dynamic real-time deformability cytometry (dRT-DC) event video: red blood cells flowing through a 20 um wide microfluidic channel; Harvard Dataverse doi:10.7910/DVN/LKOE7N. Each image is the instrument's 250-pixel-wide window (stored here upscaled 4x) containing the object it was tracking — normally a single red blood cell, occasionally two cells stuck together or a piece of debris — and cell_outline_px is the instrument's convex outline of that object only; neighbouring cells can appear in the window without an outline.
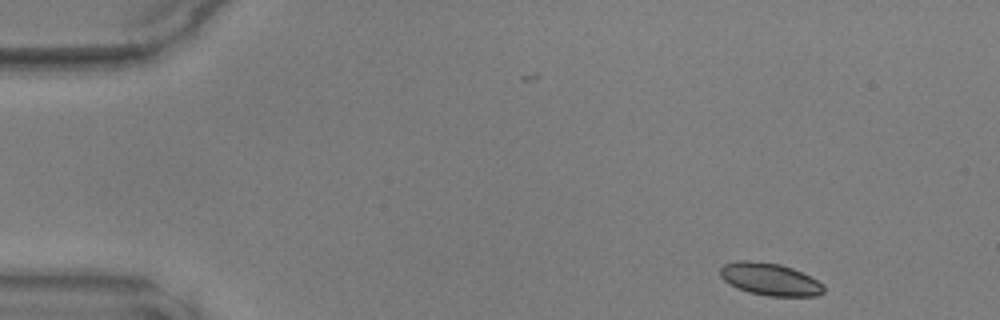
{"species": "common noctule bat (a hibernating species)", "species_latin": "Nyctalus noctula", "temperature_condition": "warm", "stored_images_in_passage": 44, "camera_frame_rate_fps": 3000, "um_per_image_px": 0.085, "animal": {"sex": "male", "body_mass_g": 17.9, "forearm_length_mm": 54.2}, "frame": {"image": 1, "passage_image": 1, "time_ms": 0.0, "image_size_px": [1000, 320], "cell_outline_px": [[824, 292], [816, 296], [768, 296], [748, 292], [736, 288], [724, 280], [720, 276], [720, 268], [724, 264], [740, 260], [748, 260], [780, 264], [792, 268], [824, 284]], "centroid_in_image_um": [65.42, 23.74], "position_along_channel_um": 19.6, "area_um2": 19.48}}
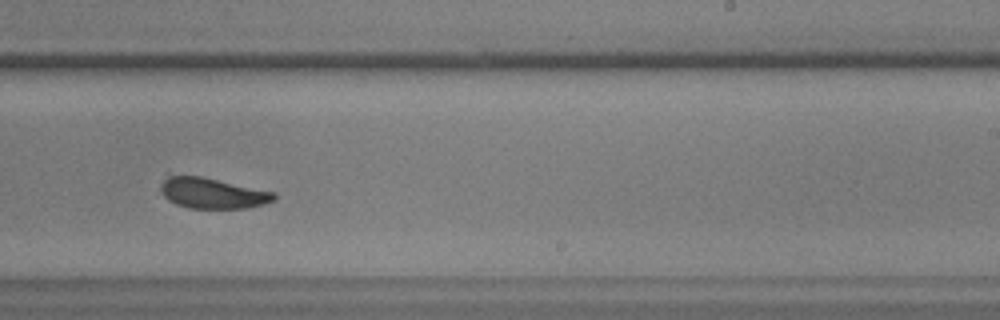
{"frame": {"image": 2, "passage_image": 26, "time_ms": 8.333, "image_size_px": [1000, 320], "cell_outline_px": [[276, 200], [264, 204], [248, 208], [188, 208], [176, 204], [168, 200], [164, 196], [160, 188], [160, 184], [168, 176], [200, 176], [276, 192]], "centroid_in_image_um": [18.09, 16.43], "position_along_channel_um": 270.9, "area_um2": 20.17}}
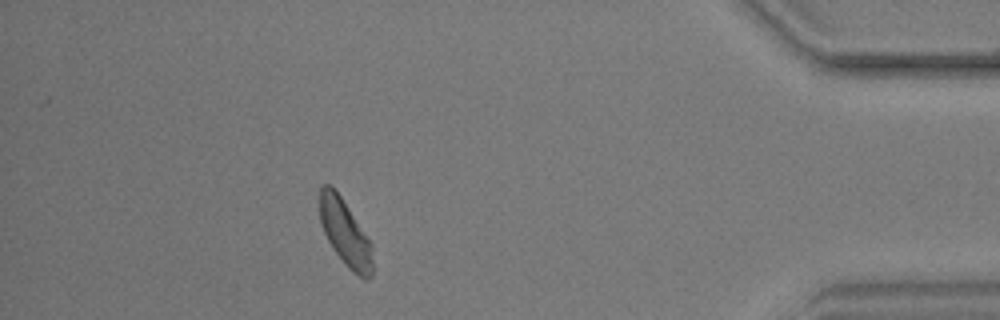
{"frame": {"image": 3, "passage_image": 39, "time_ms": 12.667, "image_size_px": [1000, 320], "cell_outline_px": [[372, 276], [368, 280], [364, 280], [352, 272], [348, 268], [332, 248], [320, 224], [320, 188], [324, 184], [332, 184], [336, 188], [372, 244]], "centroid_in_image_um": [29.34, 19.79], "position_along_channel_um": 405.9, "area_um2": 20.58}}